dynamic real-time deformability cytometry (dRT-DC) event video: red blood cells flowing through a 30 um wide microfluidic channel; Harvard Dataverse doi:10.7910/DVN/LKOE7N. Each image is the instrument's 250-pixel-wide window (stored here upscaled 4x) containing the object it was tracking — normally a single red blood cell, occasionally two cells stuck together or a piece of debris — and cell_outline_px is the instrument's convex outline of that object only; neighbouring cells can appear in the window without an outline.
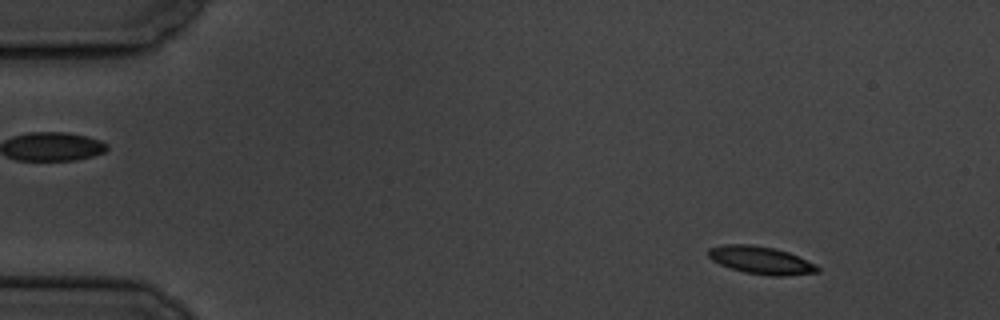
{"species": "common noctule bat (a hibernating species)", "species_latin": "Nyctalus noctula", "temperature_condition": "cold", "stored_images_in_passage": 58, "camera_frame_rate_fps": 3000, "um_per_image_px": 0.085, "animal": {"sex": "male", "body_mass_g": 19.5, "forearm_length_mm": 54.6}, "frame": {"image": 1, "passage_image": 7, "time_ms": 2.0, "image_size_px": [1000, 320], "cell_outline_px": [[820, 272], [780, 276], [772, 276], [744, 272], [720, 264], [712, 260], [708, 256], [708, 248], [724, 244], [752, 244], [776, 248], [788, 252], [816, 264], [820, 268]], "centroid_in_image_um": [64.68, 22.11], "position_along_channel_um": 20.3, "area_um2": 17.63}}
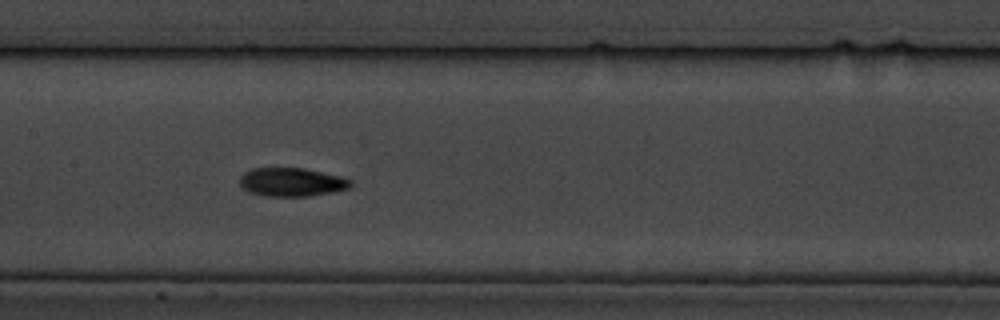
{"frame": {"image": 2, "passage_image": 29, "time_ms": 9.333, "image_size_px": [1000, 320], "cell_outline_px": [[352, 184], [348, 188], [332, 192], [308, 196], [264, 196], [248, 192], [240, 184], [240, 176], [244, 172], [252, 168], [304, 168], [344, 176], [352, 180]], "centroid_in_image_um": [24.81, 15.47], "position_along_channel_um": 182.6, "area_um2": 18.61}}
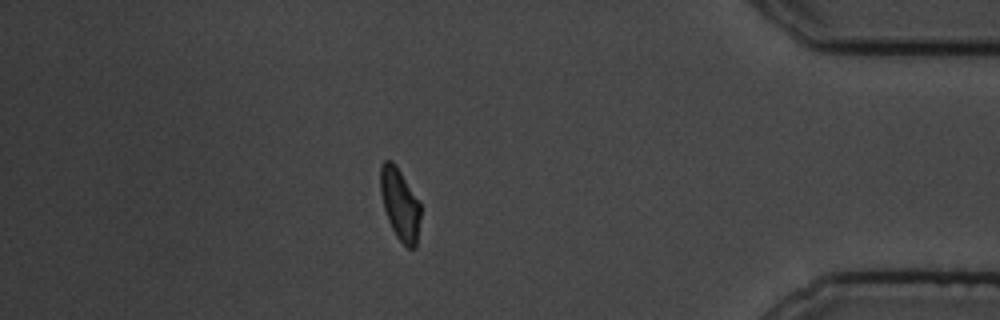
{"frame": {"image": 3, "passage_image": 51, "time_ms": 16.667, "image_size_px": [1000, 320], "cell_outline_px": [[420, 216], [416, 248], [408, 248], [396, 236], [388, 220], [384, 208], [380, 192], [380, 164], [384, 160], [392, 160], [396, 164], [420, 204]], "centroid_in_image_um": [33.97, 17.33], "position_along_channel_um": 401.2, "area_um2": 16.65}, "authors_computed_cell_mechanics": {"area_um2": 17.629, "velocity_mm_per_s": 3.464, "shape_relaxation_time_tau1_ms": 2.4804, "shape_relaxation_time_tau2_ms": 9.9208, "deformation_change_tau1": 0.1165, "deformation_change_tau2": 0.118}}